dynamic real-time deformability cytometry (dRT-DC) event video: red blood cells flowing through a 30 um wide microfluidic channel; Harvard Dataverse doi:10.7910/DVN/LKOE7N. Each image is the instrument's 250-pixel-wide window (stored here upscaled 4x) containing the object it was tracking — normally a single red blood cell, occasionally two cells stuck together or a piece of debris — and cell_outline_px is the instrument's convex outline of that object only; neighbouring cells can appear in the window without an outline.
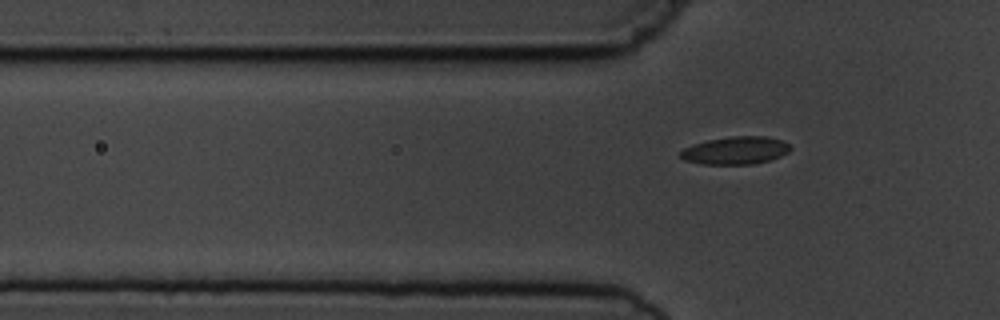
{"species": "common noctule bat (a hibernating species)", "species_latin": "Nyctalus noctula", "temperature_condition": "cold", "stored_images_in_passage": 7, "segment_of_instrument_passage": [2, 2], "camera_frame_rate_fps": 3000, "um_per_image_px": 0.085, "animal": {"sex": "male", "body_mass_g": 19.5, "forearm_length_mm": 54.6}, "frame": {"image": 1, "passage_image": 7, "time_ms": 7.0, "image_size_px": [1000, 320], "cell_outline_px": [[792, 148], [788, 152], [780, 156], [768, 160], [752, 164], [700, 164], [684, 160], [680, 156], [680, 152], [684, 148], [692, 144], [708, 140], [732, 136], [768, 136], [780, 140], [788, 144]], "centroid_in_image_um": [62.5, 12.78], "position_along_channel_um": 63.3, "area_um2": 17.69}}